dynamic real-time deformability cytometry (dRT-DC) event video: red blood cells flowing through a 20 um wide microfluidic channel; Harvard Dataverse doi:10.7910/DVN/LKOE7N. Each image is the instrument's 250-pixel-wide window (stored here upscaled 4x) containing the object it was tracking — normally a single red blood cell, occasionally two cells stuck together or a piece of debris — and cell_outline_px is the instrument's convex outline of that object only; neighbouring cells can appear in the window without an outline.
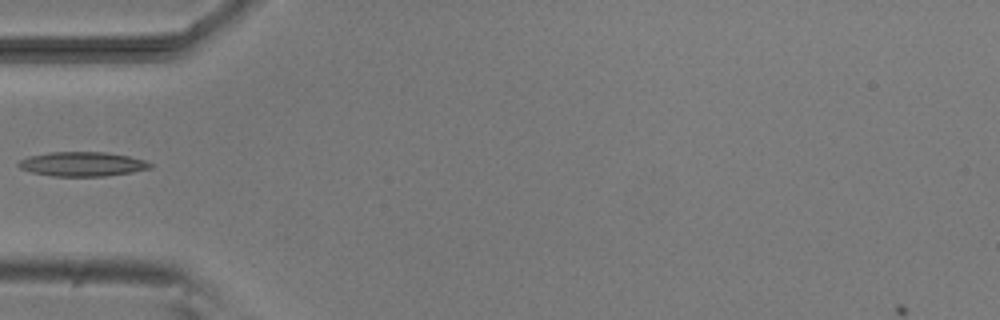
{"species": "common noctule bat (a hibernating species)", "species_latin": "Nyctalus noctula", "temperature_condition": "room temperature", "stored_images_in_passage": 5, "camera_frame_rate_fps": 3000, "um_per_image_px": 0.085, "animal": {"sex": "male", "body_mass_g": 20.5, "forearm_length_mm": 52.5}, "frame": {"image": 1, "passage_image": 5, "time_ms": 5.333, "image_size_px": [1000, 320], "cell_outline_px": [[152, 168], [132, 172], [104, 176], [52, 176], [32, 172], [20, 168], [16, 164], [20, 160], [28, 156], [52, 152], [104, 152], [128, 156], [144, 160], [152, 164]], "centroid_in_image_um": [6.99, 13.94], "position_along_channel_um": 78.0, "area_um2": 18.61}}